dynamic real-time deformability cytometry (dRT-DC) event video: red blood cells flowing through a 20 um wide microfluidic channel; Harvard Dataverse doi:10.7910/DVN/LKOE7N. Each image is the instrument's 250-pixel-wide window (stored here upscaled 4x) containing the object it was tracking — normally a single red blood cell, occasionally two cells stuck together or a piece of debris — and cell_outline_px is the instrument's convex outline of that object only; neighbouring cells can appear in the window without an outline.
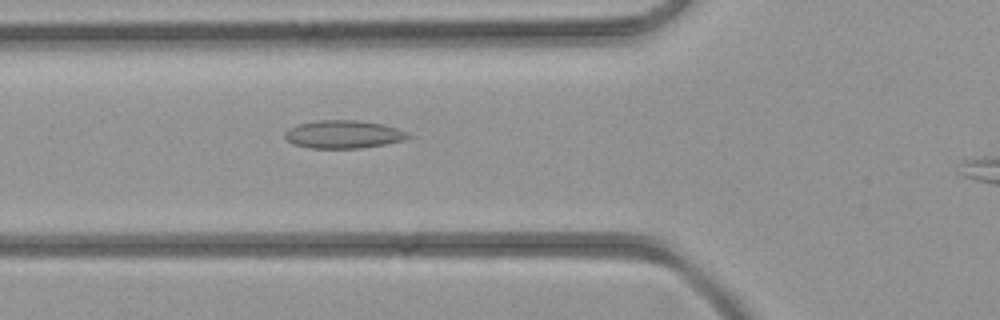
{"species": "common noctule bat (a hibernating species)", "species_latin": "Nyctalus noctula", "temperature_condition": "room temperature", "stored_images_in_passage": 25, "camera_frame_rate_fps": 3000, "um_per_image_px": 0.085, "animal": {"sex": "female", "body_mass_g": 21.9}, "frame": {"image": 1, "passage_image": 3, "time_ms": 0.667, "image_size_px": [1000, 320], "cell_outline_px": [[412, 136], [404, 140], [384, 144], [360, 148], [308, 148], [292, 144], [284, 136], [284, 132], [288, 128], [296, 124], [320, 120], [360, 120], [380, 124], [396, 128], [408, 132]], "centroid_in_image_um": [29.16, 11.42], "position_along_channel_um": 96.6, "area_um2": 20.17}}
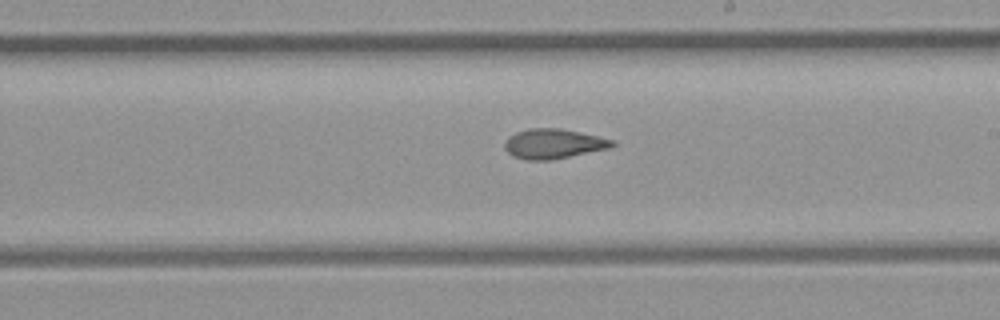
{"frame": {"image": 2, "passage_image": 12, "time_ms": 3.667, "image_size_px": [1000, 320], "cell_outline_px": [[616, 144], [608, 148], [552, 160], [528, 160], [512, 156], [504, 148], [504, 140], [508, 136], [516, 132], [528, 128], [560, 128], [596, 136], [612, 140]], "centroid_in_image_um": [46.97, 12.22], "position_along_channel_um": 242.0, "area_um2": 18.55}}
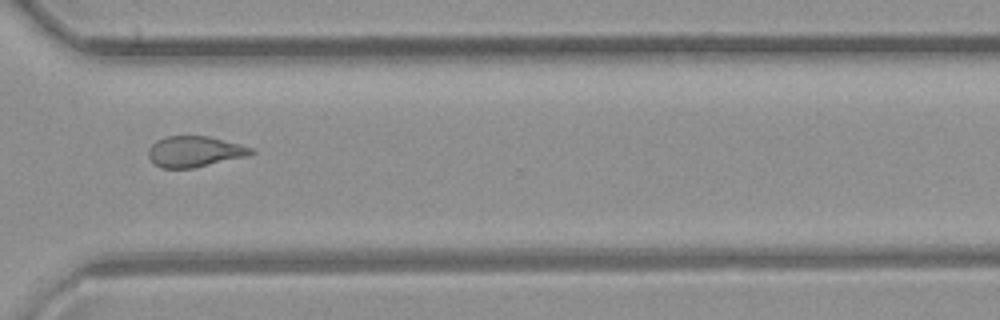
{"frame": {"image": 3, "passage_image": 19, "time_ms": 6.0, "image_size_px": [1000, 320], "cell_outline_px": [[256, 152], [248, 156], [192, 168], [160, 168], [148, 156], [148, 148], [156, 140], [168, 136], [208, 136], [252, 148]], "centroid_in_image_um": [16.52, 12.88], "position_along_channel_um": 354.1, "area_um2": 18.26}}